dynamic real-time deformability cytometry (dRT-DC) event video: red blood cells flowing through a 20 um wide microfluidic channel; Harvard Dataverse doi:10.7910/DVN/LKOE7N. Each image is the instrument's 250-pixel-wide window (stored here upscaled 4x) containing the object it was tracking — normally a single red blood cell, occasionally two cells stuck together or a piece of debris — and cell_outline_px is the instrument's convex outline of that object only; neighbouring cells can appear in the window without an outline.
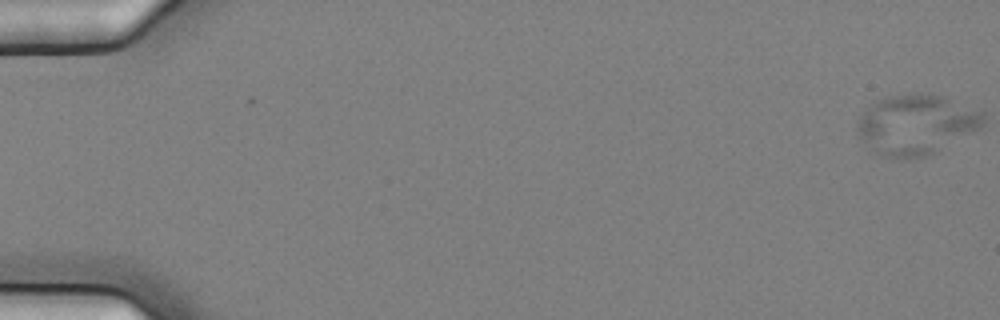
{"species": "common noctule bat (a hibernating species)", "species_latin": "Nyctalus noctula", "temperature_condition": "cold", "stored_images_in_passage": 58, "camera_frame_rate_fps": 3000, "um_per_image_px": 0.085, "animal": {"sex": "female", "body_mass_g": 25.1}, "frame": {"image": 1, "passage_image": 1, "time_ms": 0.0, "image_size_px": [1000, 320], "cell_outline_px": [[984, 128], [924, 156], [880, 156], [860, 136], [856, 128], [856, 120], [876, 100], [888, 96], [940, 96], [984, 112]], "centroid_in_image_um": [77.9, 10.59], "position_along_channel_um": 7.1, "area_um2": 42.54}}
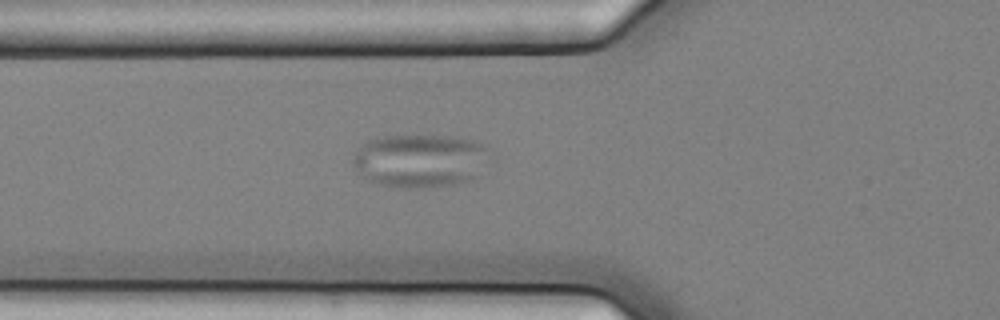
{"frame": {"image": 2, "passage_image": 22, "time_ms": 7.0, "image_size_px": [1000, 320], "cell_outline_px": [[484, 148], [472, 176], [464, 180], [452, 184], [420, 188], [404, 188], [376, 184], [368, 180], [352, 164], [352, 156], [356, 148], [368, 140], [384, 136], [452, 136], [472, 140], [480, 144]], "centroid_in_image_um": [35.46, 13.64], "position_along_channel_um": 90.3, "area_um2": 40.86}}
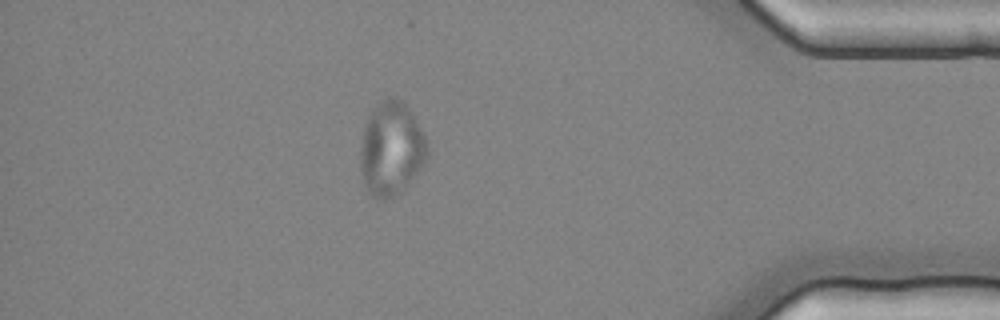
{"frame": {"image": 3, "passage_image": 51, "time_ms": 16.667, "image_size_px": [1000, 320], "cell_outline_px": [[428, 156], [404, 188], [400, 192], [384, 200], [380, 200], [372, 196], [368, 192], [360, 176], [360, 144], [364, 128], [368, 116], [376, 104], [380, 100], [392, 96], [404, 100], [412, 112], [424, 136], [428, 148]], "centroid_in_image_um": [33.22, 12.62], "position_along_channel_um": 402.0, "area_um2": 36.7}}